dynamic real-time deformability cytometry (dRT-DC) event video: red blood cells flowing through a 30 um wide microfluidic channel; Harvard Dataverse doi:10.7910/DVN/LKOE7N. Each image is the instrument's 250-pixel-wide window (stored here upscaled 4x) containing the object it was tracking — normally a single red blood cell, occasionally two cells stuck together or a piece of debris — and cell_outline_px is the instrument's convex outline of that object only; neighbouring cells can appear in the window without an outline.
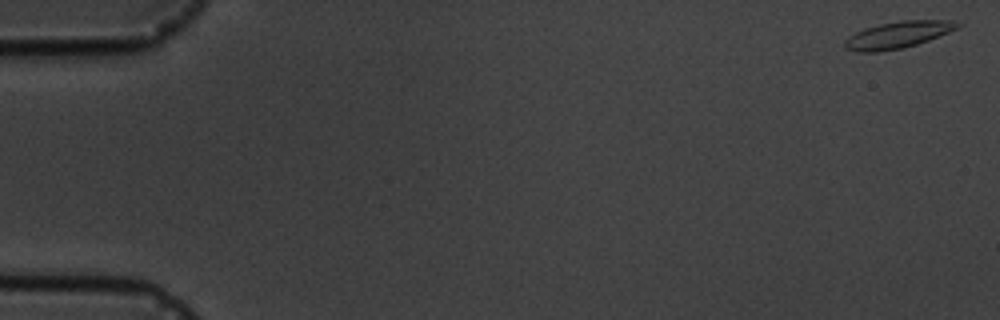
{"species": "common noctule bat (a hibernating species)", "species_latin": "Nyctalus noctula", "temperature_condition": "cold", "stored_images_in_passage": 6, "camera_frame_rate_fps": 3000, "um_per_image_px": 0.085, "animal": {"sex": "male", "body_mass_g": 19.5, "forearm_length_mm": 54.6}, "frame": {"image": 1, "passage_image": 1, "time_ms": 0.0, "image_size_px": [1000, 320], "cell_outline_px": [[964, 24], [948, 32], [928, 40], [904, 48], [876, 52], [856, 52], [844, 48], [844, 40], [848, 36], [864, 28], [880, 24], [900, 20], [952, 20]], "centroid_in_image_um": [76.28, 2.96], "position_along_channel_um": 8.7, "area_um2": 17.63}}
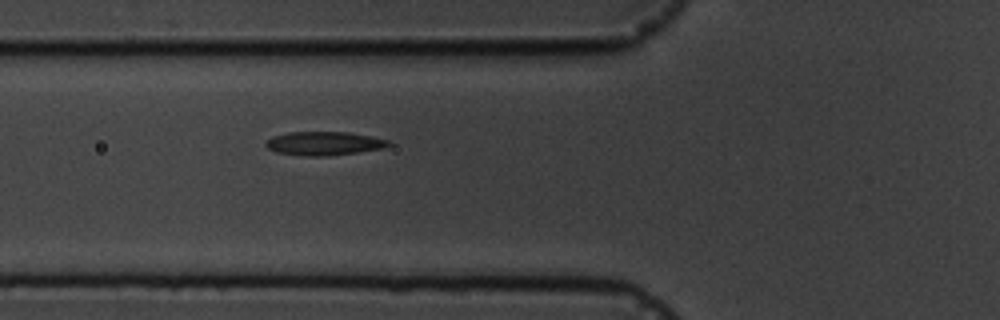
{"frame": {"image": 2, "passage_image": 6, "time_ms": 6.667, "image_size_px": [1000, 320], "cell_outline_px": [[392, 144], [384, 148], [328, 156], [304, 156], [276, 152], [268, 148], [264, 144], [272, 136], [288, 132], [348, 132], [372, 136], [388, 140]], "centroid_in_image_um": [27.54, 12.19], "position_along_channel_um": 98.3, "area_um2": 16.94}}